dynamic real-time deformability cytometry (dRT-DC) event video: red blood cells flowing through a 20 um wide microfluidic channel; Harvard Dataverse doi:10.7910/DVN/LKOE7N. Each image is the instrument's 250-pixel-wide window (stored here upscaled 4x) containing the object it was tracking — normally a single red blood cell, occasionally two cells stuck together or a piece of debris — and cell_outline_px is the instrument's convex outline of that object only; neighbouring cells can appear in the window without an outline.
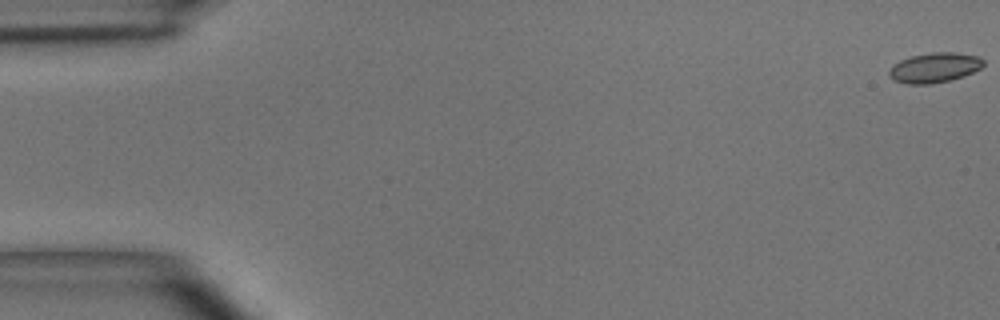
{"species": "common noctule bat (a hibernating species)", "species_latin": "Nyctalus noctula", "temperature_condition": "room temperature", "stored_images_in_passage": 50, "camera_frame_rate_fps": 3000, "um_per_image_px": 0.085, "animal": {"sex": "male", "body_mass_g": 15.6}, "frame": {"image": 1, "passage_image": 1, "time_ms": 0.0, "image_size_px": [1000, 320], "cell_outline_px": [[984, 64], [980, 68], [964, 76], [948, 80], [928, 84], [908, 84], [896, 80], [888, 76], [888, 72], [900, 60], [912, 56], [932, 52], [956, 52], [976, 56], [984, 60]], "centroid_in_image_um": [79.45, 5.74], "position_along_channel_um": 5.6, "area_um2": 16.13}}
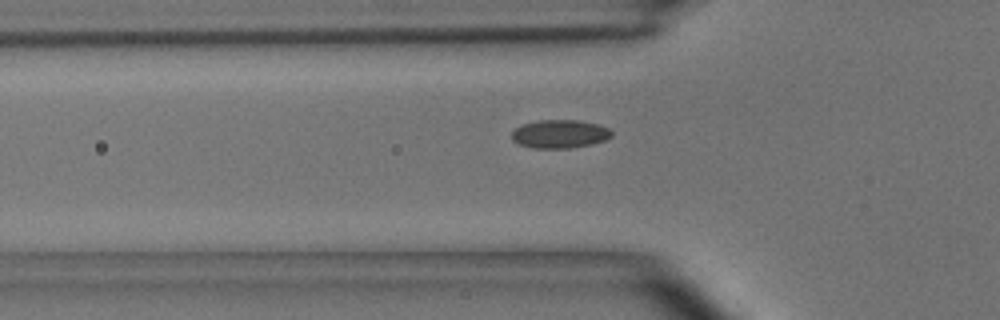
{"frame": {"image": 2, "passage_image": 17, "time_ms": 5.333, "image_size_px": [1000, 320], "cell_outline_px": [[612, 136], [604, 140], [592, 144], [568, 148], [536, 148], [520, 144], [512, 140], [512, 132], [516, 128], [524, 124], [536, 120], [580, 120], [600, 124], [608, 128], [612, 132]], "centroid_in_image_um": [47.6, 11.37], "position_along_channel_um": 78.2, "area_um2": 16.47}}
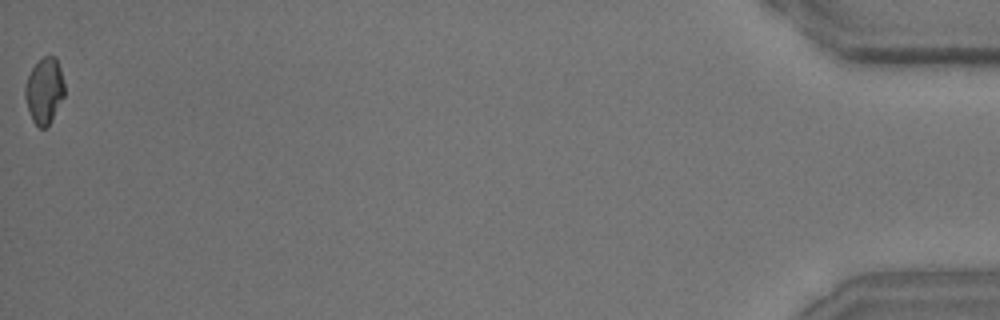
{"frame": {"image": 3, "passage_image": 50, "time_ms": 16.333, "image_size_px": [1000, 320], "cell_outline_px": [[64, 96], [48, 124], [44, 128], [40, 128], [32, 120], [24, 96], [24, 88], [28, 76], [32, 68], [44, 56], [56, 56], [60, 68], [64, 84]], "centroid_in_image_um": [3.76, 7.68], "position_along_channel_um": 431.4, "area_um2": 14.8}, "authors_computed_cell_mechanics": {"area_um2": 15.8372, "velocity_mm_per_s": 4.0664, "shape_relaxation_time_tau1_ms": 5.7854, "shape_relaxation_time_tau2_ms": 1.7817, "deformation_change_tau1": 0.0888, "deformation_change_tau2": 0.0668}}